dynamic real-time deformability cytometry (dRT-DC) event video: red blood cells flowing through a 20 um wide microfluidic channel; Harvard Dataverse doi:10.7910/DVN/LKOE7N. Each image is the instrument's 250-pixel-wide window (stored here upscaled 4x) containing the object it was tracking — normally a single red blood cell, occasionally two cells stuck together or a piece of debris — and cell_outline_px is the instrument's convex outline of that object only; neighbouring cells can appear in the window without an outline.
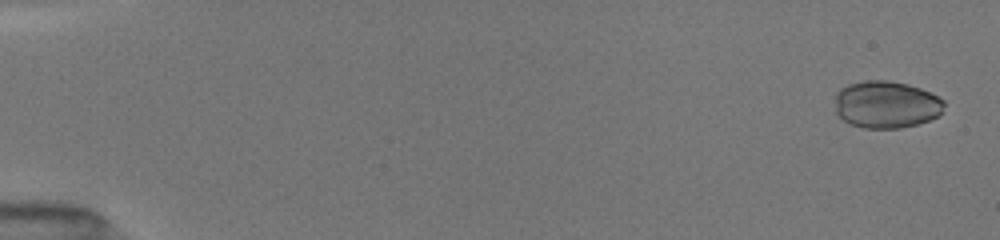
{"species": "common noctule bat (a hibernating species)", "species_latin": "Nyctalus noctula", "temperature_condition": "room temperature", "stored_images_in_passage": 9, "camera_frame_rate_fps": 3000, "um_per_image_px": 0.085, "animal": {"sex": "female", "body_mass_g": 19.5, "forearm_length_mm": 54.1}, "frame": {"image": 1, "passage_image": 1, "time_ms": 0.0, "image_size_px": [1000, 240], "cell_outline_px": [[944, 112], [940, 116], [916, 124], [900, 128], [864, 128], [848, 124], [836, 112], [836, 92], [840, 88], [848, 84], [864, 80], [888, 80], [908, 84], [920, 88], [944, 100]], "centroid_in_image_um": [75.33, 8.88], "position_along_channel_um": 9.7, "area_um2": 30.23}}
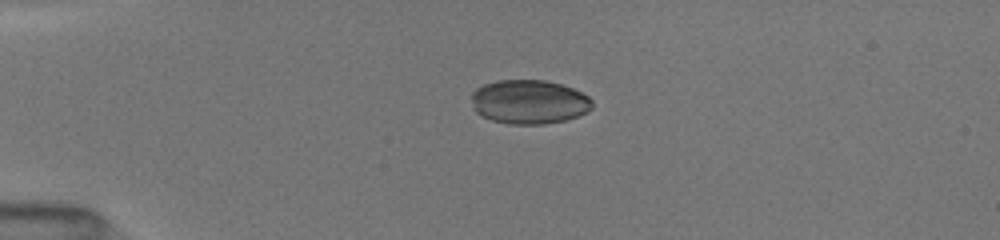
{"frame": {"image": 2, "passage_image": 7, "time_ms": 3.667, "image_size_px": [1000, 240], "cell_outline_px": [[592, 108], [588, 112], [564, 120], [544, 124], [508, 124], [492, 120], [480, 116], [472, 108], [472, 92], [476, 88], [484, 84], [496, 80], [544, 80], [560, 84], [572, 88], [588, 96], [592, 100]], "centroid_in_image_um": [44.94, 8.66], "position_along_channel_um": 40.1, "area_um2": 31.15}}